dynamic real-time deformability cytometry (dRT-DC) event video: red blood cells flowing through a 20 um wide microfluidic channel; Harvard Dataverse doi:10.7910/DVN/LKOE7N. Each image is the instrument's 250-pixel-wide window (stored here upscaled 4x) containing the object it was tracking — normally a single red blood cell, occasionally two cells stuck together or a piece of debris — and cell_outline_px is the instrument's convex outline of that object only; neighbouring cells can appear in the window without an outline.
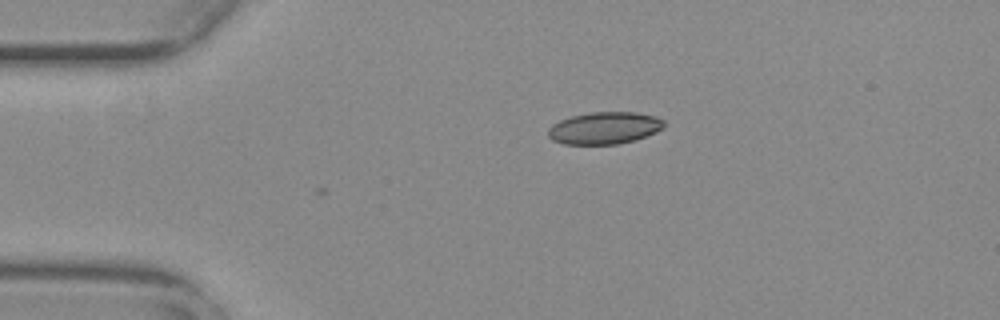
{"species": "common noctule bat (a hibernating species)", "species_latin": "Nyctalus noctula", "temperature_condition": "warm", "stored_images_in_passage": 5, "camera_frame_rate_fps": 3000, "um_per_image_px": 0.085, "animal": {"sex": "female", "body_mass_g": 29.2, "forearm_length_mm": 56.3}, "frame": {"image": 1, "passage_image": 1, "time_ms": 0.0, "image_size_px": [1000, 320], "cell_outline_px": [[664, 128], [656, 132], [636, 140], [616, 144], [564, 144], [552, 140], [548, 136], [548, 128], [552, 124], [560, 120], [572, 116], [588, 112], [636, 112], [656, 116], [664, 120]], "centroid_in_image_um": [51.38, 10.88], "position_along_channel_um": 33.6, "area_um2": 21.85}}